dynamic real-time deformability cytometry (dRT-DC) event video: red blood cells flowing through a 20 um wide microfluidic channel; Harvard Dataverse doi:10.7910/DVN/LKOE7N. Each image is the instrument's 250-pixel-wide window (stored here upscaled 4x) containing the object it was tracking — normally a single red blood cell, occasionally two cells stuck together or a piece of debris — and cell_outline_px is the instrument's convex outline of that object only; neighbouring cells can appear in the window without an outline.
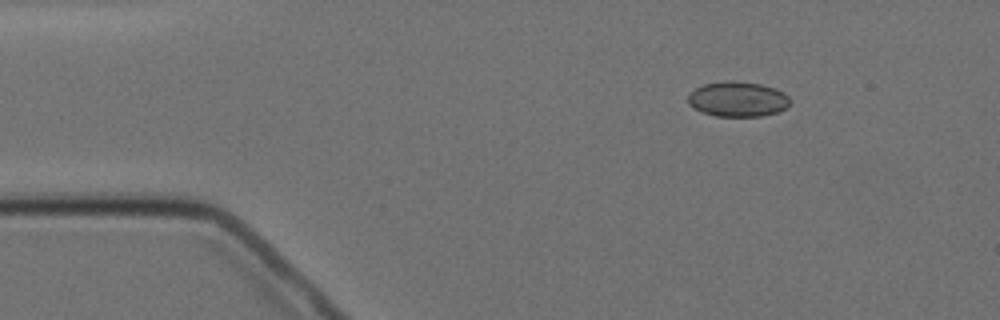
{"species": "Egyptian fruit bat (a non-hibernating species)", "species_latin": "Rousettus aegyptiacus", "temperature_condition": "cold", "stored_images_in_passage": 3, "camera_frame_rate_fps": 3000, "um_per_image_px": 0.085, "animal": {"sex": "female"}, "frame": {"image": 1, "passage_image": 1, "time_ms": 0.0, "image_size_px": [1000, 320], "cell_outline_px": [[792, 100], [784, 108], [776, 112], [760, 116], [716, 116], [704, 112], [688, 104], [688, 92], [704, 84], [728, 80], [736, 80], [760, 84], [776, 88], [784, 92]], "centroid_in_image_um": [62.71, 8.4], "position_along_channel_um": 22.3, "area_um2": 20.87}}